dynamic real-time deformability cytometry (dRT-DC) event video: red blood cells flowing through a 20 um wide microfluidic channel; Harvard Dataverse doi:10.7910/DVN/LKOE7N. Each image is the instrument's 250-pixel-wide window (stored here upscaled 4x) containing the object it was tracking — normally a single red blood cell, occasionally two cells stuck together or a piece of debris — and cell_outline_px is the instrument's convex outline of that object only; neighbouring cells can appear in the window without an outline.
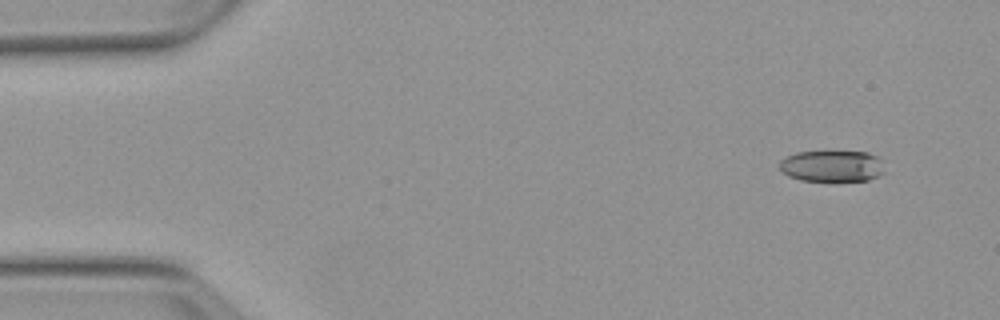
{"species": "Egyptian fruit bat (a non-hibernating species)", "species_latin": "Rousettus aegyptiacus", "temperature_condition": "warm", "stored_images_in_passage": 4, "camera_frame_rate_fps": 3000, "um_per_image_px": 0.085, "animal": {"sex": "female"}, "frame": {"image": 1, "passage_image": 1, "time_ms": 0.0, "image_size_px": [1000, 320], "cell_outline_px": [[884, 172], [880, 176], [868, 180], [836, 184], [832, 184], [800, 180], [788, 176], [780, 168], [780, 160], [796, 152], [824, 148], [868, 152], [880, 156], [884, 160]], "centroid_in_image_um": [70.79, 14.1], "position_along_channel_um": 14.2, "area_um2": 21.33}}
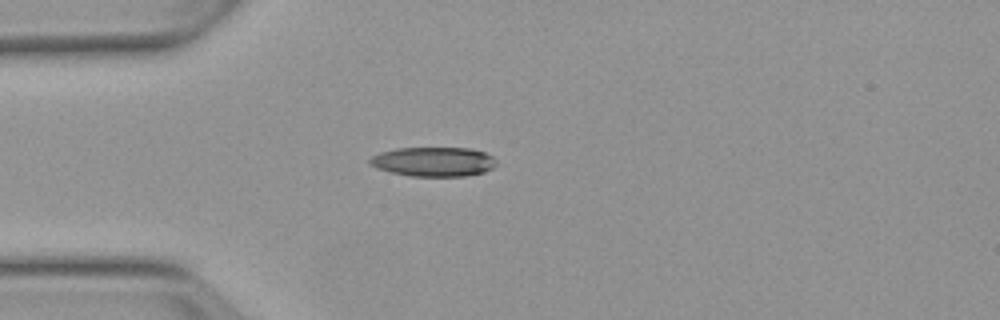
{"frame": {"image": 2, "passage_image": 4, "time_ms": 3.333, "image_size_px": [1000, 320], "cell_outline_px": [[496, 164], [492, 168], [484, 172], [464, 176], [412, 176], [392, 172], [376, 168], [368, 164], [368, 160], [372, 156], [380, 152], [396, 148], [472, 148], [484, 152], [492, 156]], "centroid_in_image_um": [36.82, 13.74], "position_along_channel_um": 48.2, "area_um2": 21.68}}